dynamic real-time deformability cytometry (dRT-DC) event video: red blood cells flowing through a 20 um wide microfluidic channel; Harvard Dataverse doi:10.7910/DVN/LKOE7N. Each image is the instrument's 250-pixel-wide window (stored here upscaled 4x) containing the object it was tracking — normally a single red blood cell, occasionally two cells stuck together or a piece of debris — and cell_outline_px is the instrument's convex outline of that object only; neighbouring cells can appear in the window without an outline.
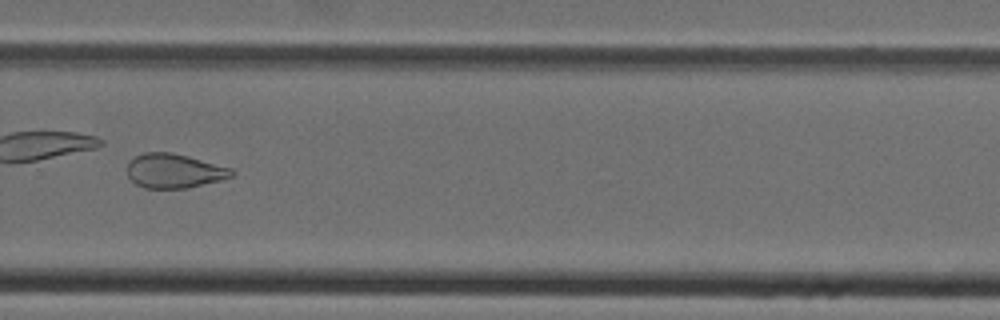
{"species": "Egyptian fruit bat (a non-hibernating species)", "species_latin": "Rousettus aegyptiacus", "temperature_condition": "cold", "stored_images_in_passage": 32, "camera_frame_rate_fps": 3000, "um_per_image_px": 0.085, "animal": {"sex": "female"}, "frame": {"image": 1, "passage_image": 23, "time_ms": 7.333, "image_size_px": [1000, 320], "cell_outline_px": [[236, 172], [232, 176], [224, 180], [188, 188], [144, 188], [136, 184], [128, 176], [128, 160], [144, 152], [172, 152], [188, 156], [232, 168]], "centroid_in_image_um": [14.83, 14.53], "position_along_channel_um": 315.0, "area_um2": 21.1}}
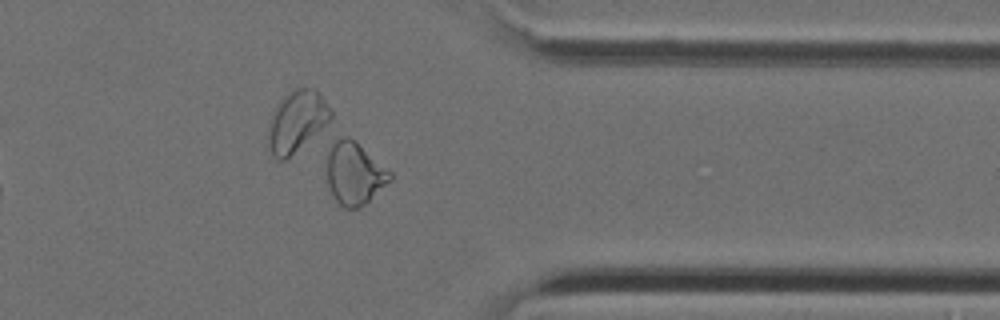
{"frame": {"image": 2, "passage_image": 28, "time_ms": 9.0, "image_size_px": [1000, 320], "cell_outline_px": [[392, 180], [360, 208], [344, 208], [332, 196], [328, 184], [328, 152], [332, 144], [336, 140], [344, 136], [348, 136], [356, 140], [392, 172]], "centroid_in_image_um": [30.16, 14.74], "position_along_channel_um": 381.2, "area_um2": 23.06}}